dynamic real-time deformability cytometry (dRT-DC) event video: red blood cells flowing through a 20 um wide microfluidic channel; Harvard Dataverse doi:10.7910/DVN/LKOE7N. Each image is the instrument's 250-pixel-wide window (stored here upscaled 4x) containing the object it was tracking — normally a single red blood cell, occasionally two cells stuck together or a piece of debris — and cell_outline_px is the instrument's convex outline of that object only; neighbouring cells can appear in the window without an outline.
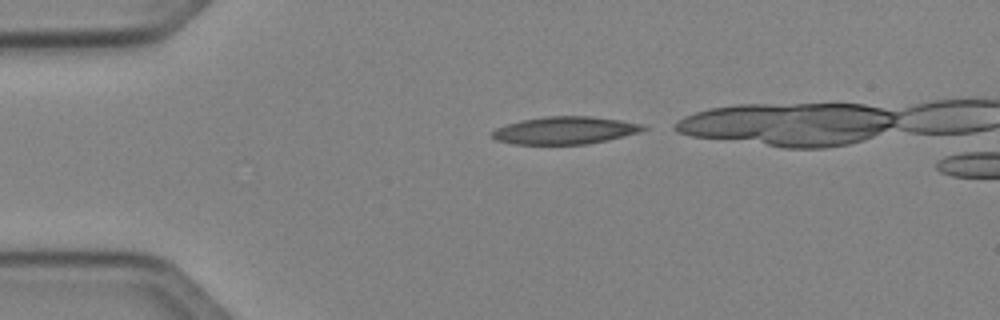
{"species": "Egyptian fruit bat (a non-hibernating species)", "species_latin": "Rousettus aegyptiacus", "temperature_condition": "cold", "stored_images_in_passage": 32, "camera_frame_rate_fps": 3000, "um_per_image_px": 0.085, "animal": {"sex": "female"}, "frame": {"image": 1, "passage_image": 2, "time_ms": 0.333, "image_size_px": [1000, 320], "cell_outline_px": [[648, 128], [640, 132], [608, 140], [588, 144], [516, 144], [496, 140], [492, 136], [492, 132], [496, 128], [508, 124], [524, 120], [548, 116], [588, 116], [620, 120], [640, 124]], "centroid_in_image_um": [48.05, 11.09], "position_along_channel_um": 37.0, "area_um2": 23.93}}
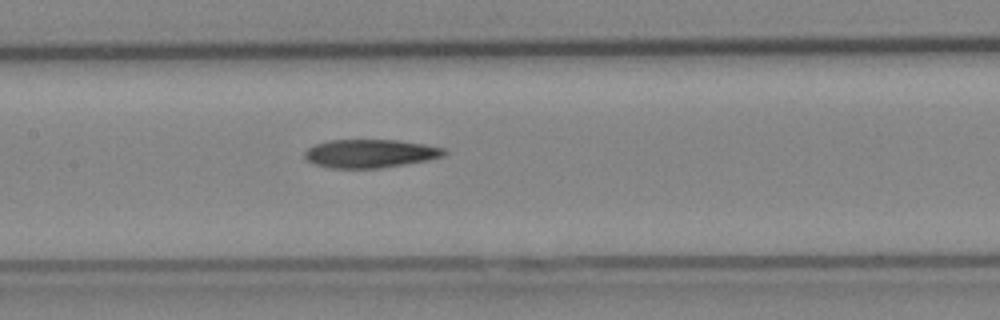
{"frame": {"image": 2, "passage_image": 15, "time_ms": 4.667, "image_size_px": [1000, 320], "cell_outline_px": [[448, 152], [444, 156], [428, 160], [380, 168], [328, 168], [312, 164], [304, 156], [304, 152], [308, 148], [316, 144], [332, 140], [396, 140], [424, 144], [444, 148]], "centroid_in_image_um": [31.46, 13.05], "position_along_channel_um": 175.9, "area_um2": 23.06}}
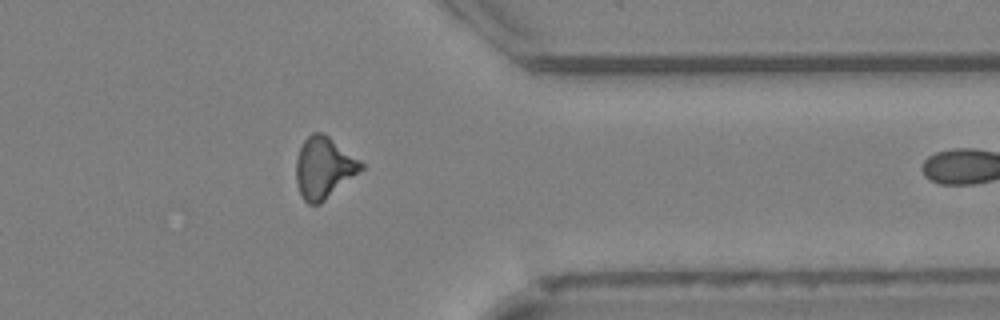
{"frame": {"image": 3, "passage_image": 31, "time_ms": 10.0, "image_size_px": [1000, 320], "cell_outline_px": [[364, 168], [320, 204], [308, 204], [304, 200], [296, 184], [296, 160], [300, 148], [304, 140], [312, 132], [320, 132], [328, 136], [360, 160], [364, 164]], "centroid_in_image_um": [27.51, 14.26], "position_along_channel_um": 383.9, "area_um2": 23.0}}